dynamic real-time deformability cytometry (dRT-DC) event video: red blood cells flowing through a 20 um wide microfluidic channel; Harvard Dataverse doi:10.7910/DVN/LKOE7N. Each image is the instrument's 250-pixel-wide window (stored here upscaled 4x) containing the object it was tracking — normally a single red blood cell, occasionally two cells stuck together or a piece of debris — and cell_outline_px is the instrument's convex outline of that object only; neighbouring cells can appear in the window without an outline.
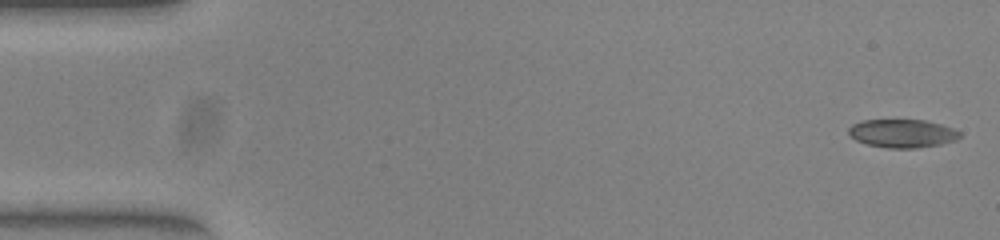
{"species": "common noctule bat (a hibernating species)", "species_latin": "Nyctalus noctula", "temperature_condition": "warm", "stored_images_in_passage": 51, "camera_frame_rate_fps": 3000, "um_per_image_px": 0.085, "animal": {"sex": "female", "body_mass_g": 23.0, "forearm_length_mm": 53.4}, "frame": {"image": 1, "passage_image": 1, "time_ms": 0.0, "image_size_px": [1000, 240], "cell_outline_px": [[960, 136], [956, 140], [940, 144], [916, 148], [888, 148], [868, 144], [856, 140], [848, 132], [848, 128], [852, 124], [864, 120], [924, 120], [940, 124], [952, 128], [960, 132]], "centroid_in_image_um": [76.69, 11.34], "position_along_channel_um": 8.3, "area_um2": 18.15}}
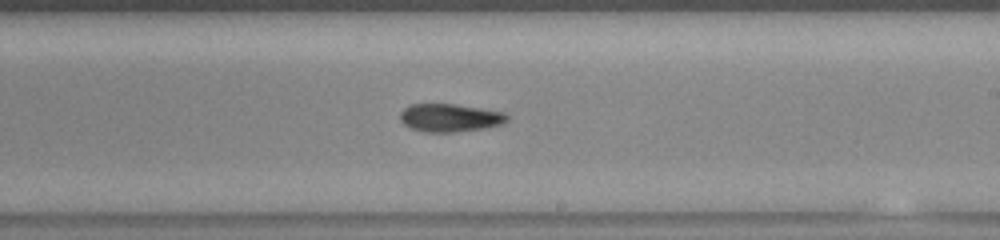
{"frame": {"image": 2, "passage_image": 30, "time_ms": 9.667, "image_size_px": [1000, 240], "cell_outline_px": [[508, 120], [504, 124], [484, 128], [452, 132], [424, 132], [408, 128], [400, 120], [400, 112], [408, 104], [452, 104], [504, 112], [508, 116]], "centroid_in_image_um": [38.21, 10.02], "position_along_channel_um": 250.8, "area_um2": 17.51}}
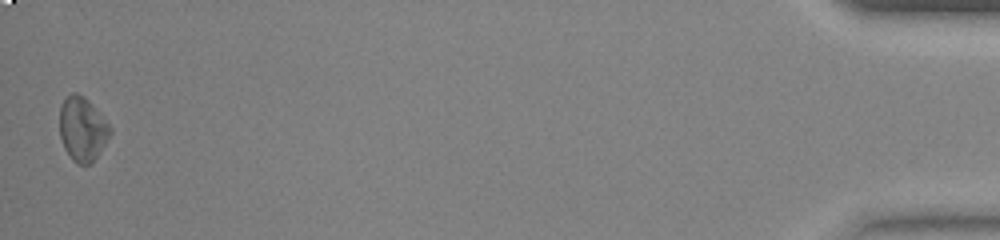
{"frame": {"image": 3, "passage_image": 51, "time_ms": 16.667, "image_size_px": [1000, 240], "cell_outline_px": [[112, 132], [92, 164], [76, 164], [72, 160], [64, 148], [60, 136], [60, 104], [72, 92], [76, 92], [84, 96], [88, 100], [112, 128]], "centroid_in_image_um": [7.0, 10.98], "position_along_channel_um": 428.2, "area_um2": 18.84}, "authors_computed_cell_mechanics": {"area_um2": 17.8602, "velocity_mm_per_s": 3.9278, "shape_relaxation_time_tau1_ms": 6.6172, "shape_relaxation_time_tau2_ms": null, "deformation_change_tau1": 0.1381, "deformation_change_tau2": null}}